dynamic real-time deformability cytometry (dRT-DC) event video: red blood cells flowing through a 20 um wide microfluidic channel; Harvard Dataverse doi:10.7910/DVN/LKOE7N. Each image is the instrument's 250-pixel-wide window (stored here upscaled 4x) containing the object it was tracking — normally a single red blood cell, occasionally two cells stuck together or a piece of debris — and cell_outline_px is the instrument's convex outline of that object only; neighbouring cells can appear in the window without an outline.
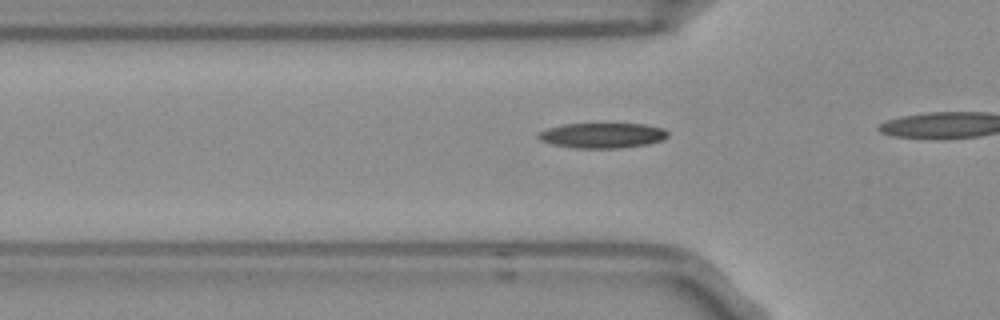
{"species": "Egyptian fruit bat (a non-hibernating species)", "species_latin": "Rousettus aegyptiacus", "temperature_condition": "room temperature", "stored_images_in_passage": 13, "camera_frame_rate_fps": 3000, "um_per_image_px": 0.085, "frame": {"image": 1, "passage_image": 8, "time_ms": 2.333, "image_size_px": [1000, 320], "cell_outline_px": [[668, 136], [664, 140], [648, 144], [620, 148], [576, 148], [552, 144], [540, 140], [536, 136], [540, 132], [548, 128], [564, 124], [644, 124], [664, 128], [668, 132]], "centroid_in_image_um": [51.23, 11.51], "position_along_channel_um": 74.6, "area_um2": 19.02}}